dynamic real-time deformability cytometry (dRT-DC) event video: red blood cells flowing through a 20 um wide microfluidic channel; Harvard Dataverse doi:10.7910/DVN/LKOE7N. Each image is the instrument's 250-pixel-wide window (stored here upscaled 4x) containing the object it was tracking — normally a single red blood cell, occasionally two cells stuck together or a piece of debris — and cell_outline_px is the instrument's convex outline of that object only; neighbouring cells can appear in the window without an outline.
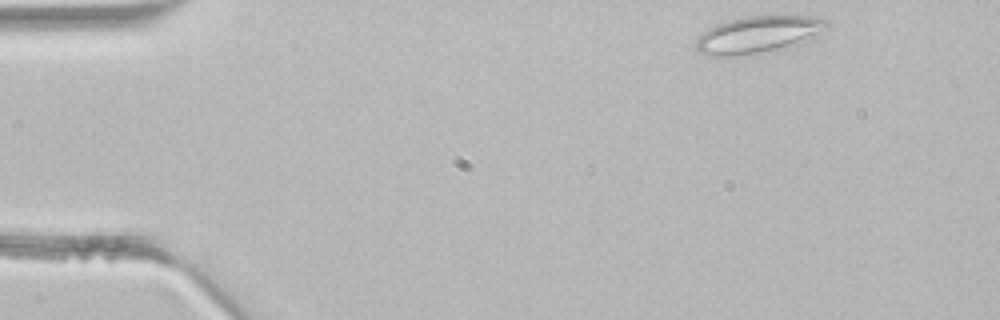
{"species": "common noctule bat (a hibernating species)", "species_latin": "Nyctalus noctula", "temperature_condition": "room temperature", "stored_images_in_passage": 39, "segment_of_instrument_passage": [1, 2], "camera_frame_rate_fps": 3000, "um_per_image_px": 0.085, "animal": {"sex": "male", "body_mass_g": 21.5, "forearm_length_mm": 52.0}, "frame": {"image": 1, "passage_image": 1, "time_ms": 0.0, "image_size_px": [1000, 320], "cell_outline_px": [[828, 28], [796, 44], [776, 52], [736, 56], [708, 56], [700, 52], [696, 48], [696, 40], [708, 28], [716, 24], [748, 16], [808, 16], [828, 20]], "centroid_in_image_um": [64.43, 2.97], "position_along_channel_um": 20.6, "area_um2": 28.15}}
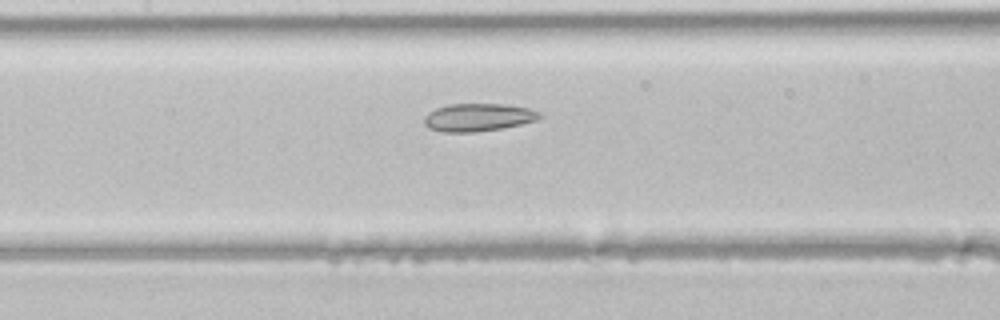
{"frame": {"image": 2, "passage_image": 16, "time_ms": 5.0, "image_size_px": [1000, 320], "cell_outline_px": [[544, 116], [540, 120], [504, 128], [476, 132], [440, 132], [428, 128], [424, 124], [424, 116], [428, 112], [436, 108], [448, 104], [508, 104], [528, 108], [540, 112]], "centroid_in_image_um": [40.67, 9.98], "position_along_channel_um": 166.7, "area_um2": 19.13}}
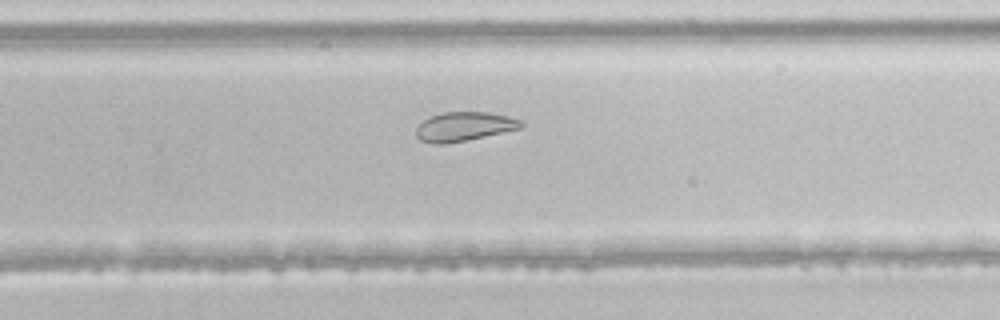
{"frame": {"image": 3, "passage_image": 24, "time_ms": 7.667, "image_size_px": [1000, 320], "cell_outline_px": [[524, 124], [520, 128], [484, 136], [444, 144], [432, 144], [420, 140], [416, 136], [416, 128], [428, 116], [444, 112], [488, 112], [508, 116], [520, 120]], "centroid_in_image_um": [39.4, 10.75], "position_along_channel_um": 290.4, "area_um2": 17.63}}